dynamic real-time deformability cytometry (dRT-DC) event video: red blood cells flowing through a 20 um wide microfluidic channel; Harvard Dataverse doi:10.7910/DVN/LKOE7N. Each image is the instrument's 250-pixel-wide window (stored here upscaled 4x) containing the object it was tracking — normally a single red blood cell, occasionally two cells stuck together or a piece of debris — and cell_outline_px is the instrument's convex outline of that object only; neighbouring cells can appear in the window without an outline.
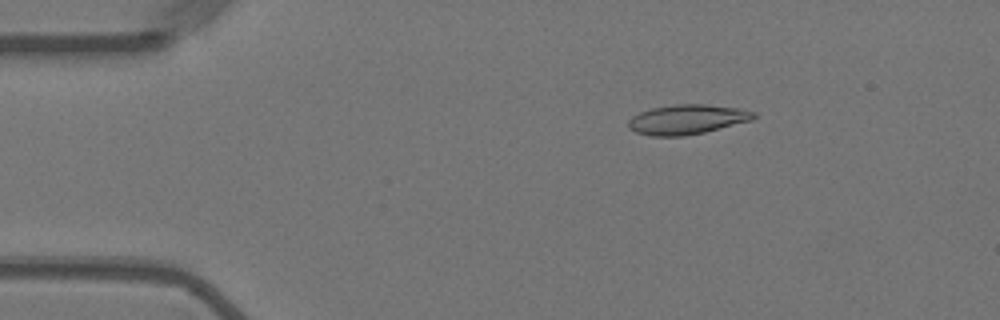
{"species": "Egyptian fruit bat (a non-hibernating species)", "species_latin": "Rousettus aegyptiacus", "temperature_condition": "warm", "stored_images_in_passage": 56, "camera_frame_rate_fps": 3000, "um_per_image_px": 0.085, "animal": {"sex": "female"}, "frame": {"image": 1, "passage_image": 9, "time_ms": 2.667, "image_size_px": [1000, 320], "cell_outline_px": [[756, 116], [752, 120], [704, 132], [684, 136], [652, 136], [636, 132], [628, 128], [628, 120], [632, 116], [640, 112], [652, 108], [672, 104], [708, 104], [740, 108], [756, 112]], "centroid_in_image_um": [58.4, 10.14], "position_along_channel_um": 26.6, "area_um2": 21.79}}
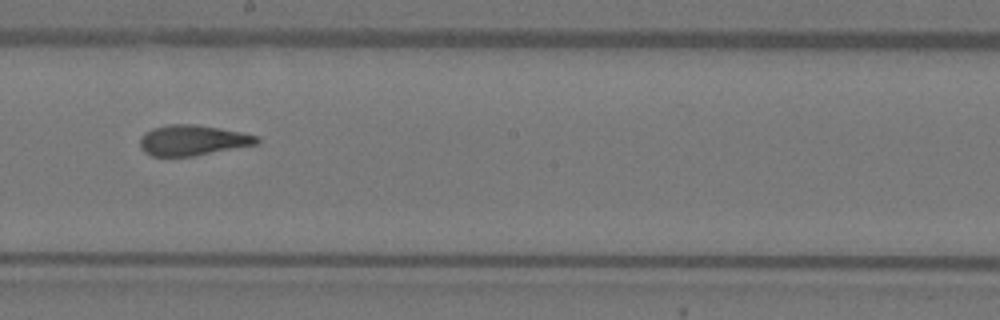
{"frame": {"image": 2, "passage_image": 31, "time_ms": 10.0, "image_size_px": [1000, 320], "cell_outline_px": [[260, 140], [256, 144], [192, 156], [152, 156], [144, 152], [140, 148], [140, 140], [144, 132], [152, 128], [168, 124], [196, 124], [220, 128], [240, 132], [256, 136]], "centroid_in_image_um": [16.31, 11.91], "position_along_channel_um": 231.9, "area_um2": 20.58}}
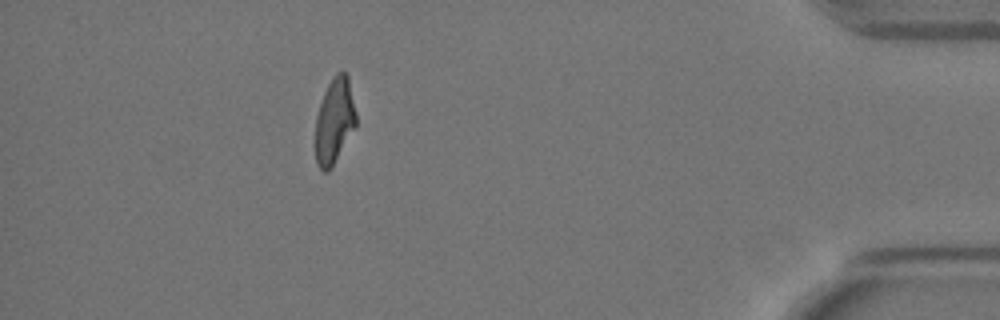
{"frame": {"image": 3, "passage_image": 50, "time_ms": 16.333, "image_size_px": [1000, 320], "cell_outline_px": [[356, 128], [332, 168], [328, 172], [324, 172], [316, 164], [316, 116], [324, 92], [328, 84], [336, 72], [344, 72], [348, 76], [356, 112]], "centroid_in_image_um": [28.44, 10.31], "position_along_channel_um": 406.8, "area_um2": 20.46}, "authors_computed_cell_mechanics": {"area_um2": 21.0681, "velocity_mm_per_s": 3.611, "shape_relaxation_time_tau1_ms": 9.3954, "shape_relaxation_time_tau2_ms": 1.021, "deformation_change_tau1": 0.2721, "deformation_change_tau2": 0.0858}}